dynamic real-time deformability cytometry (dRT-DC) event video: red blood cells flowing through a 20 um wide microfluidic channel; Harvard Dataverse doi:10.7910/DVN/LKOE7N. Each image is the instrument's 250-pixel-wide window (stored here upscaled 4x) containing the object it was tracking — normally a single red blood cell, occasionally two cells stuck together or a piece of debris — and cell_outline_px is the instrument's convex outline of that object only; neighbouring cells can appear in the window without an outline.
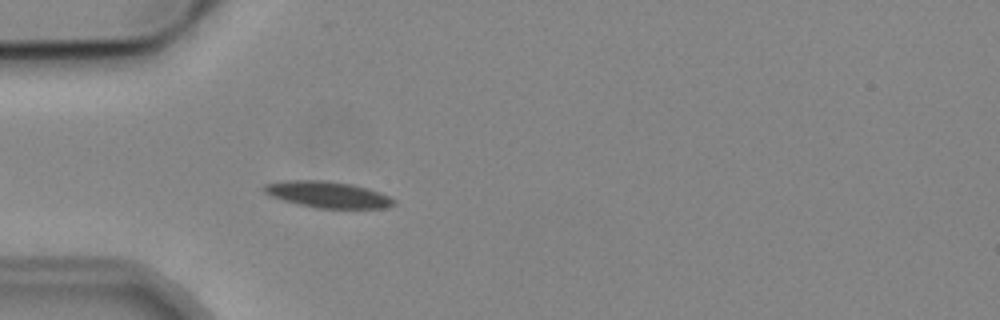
{"species": "common noctule bat (a hibernating species)", "species_latin": "Nyctalus noctula", "temperature_condition": "cold", "stored_images_in_passage": 3, "camera_frame_rate_fps": 3000, "um_per_image_px": 0.085, "animal": {"sex": "male", "body_mass_g": 19.2, "forearm_length_mm": 51.8}, "frame": {"image": 1, "passage_image": 3, "time_ms": 2.333, "image_size_px": [1000, 320], "cell_outline_px": [[396, 204], [384, 208], [316, 208], [284, 200], [272, 196], [264, 192], [264, 184], [284, 180], [320, 180], [348, 184], [380, 192], [396, 200]], "centroid_in_image_um": [27.85, 16.54], "position_along_channel_um": 57.1, "area_um2": 19.54}}